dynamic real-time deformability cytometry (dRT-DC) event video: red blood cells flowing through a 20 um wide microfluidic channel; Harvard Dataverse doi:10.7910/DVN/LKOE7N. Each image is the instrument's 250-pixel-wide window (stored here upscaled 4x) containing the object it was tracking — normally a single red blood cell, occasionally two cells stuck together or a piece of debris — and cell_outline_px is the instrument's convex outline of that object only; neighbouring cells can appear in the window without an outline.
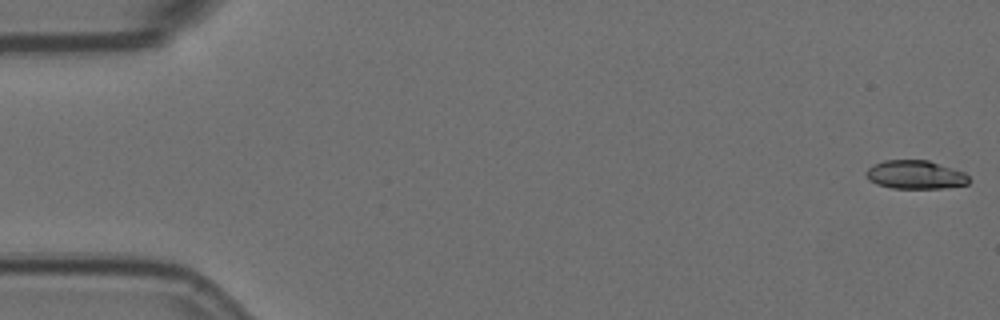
{"species": "Egyptian fruit bat (a non-hibernating species)", "species_latin": "Rousettus aegyptiacus", "temperature_condition": "room temperature", "stored_images_in_passage": 9, "camera_frame_rate_fps": 3000, "um_per_image_px": 0.085, "animal": {"sex": "female"}, "frame": {"image": 1, "passage_image": 1, "time_ms": 0.0, "image_size_px": [1000, 320], "cell_outline_px": [[972, 180], [968, 184], [944, 188], [892, 188], [876, 184], [868, 180], [864, 172], [872, 164], [884, 160], [928, 160], [964, 172]], "centroid_in_image_um": [77.78, 14.85], "position_along_channel_um": 7.2, "area_um2": 17.28}}